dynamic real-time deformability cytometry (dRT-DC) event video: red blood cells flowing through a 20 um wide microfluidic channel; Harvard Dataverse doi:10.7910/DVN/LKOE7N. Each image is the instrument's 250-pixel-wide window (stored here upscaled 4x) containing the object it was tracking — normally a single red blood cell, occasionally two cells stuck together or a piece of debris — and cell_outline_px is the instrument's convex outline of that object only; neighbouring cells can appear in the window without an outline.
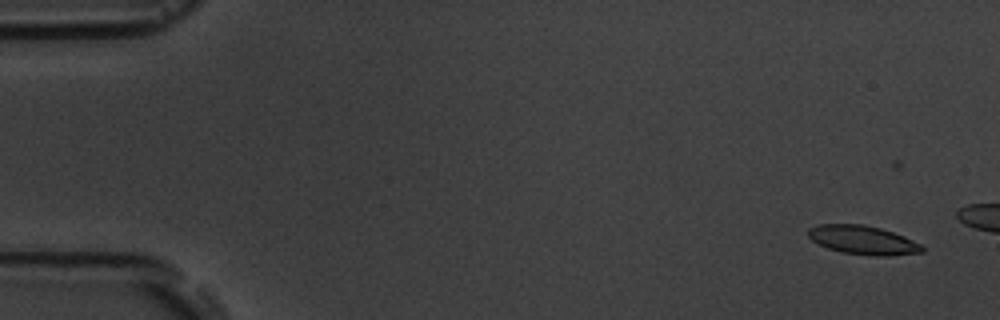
{"species": "common noctule bat (a hibernating species)", "species_latin": "Nyctalus noctula", "temperature_condition": "room temperature", "stored_images_in_passage": 5, "camera_frame_rate_fps": 3000, "um_per_image_px": 0.085, "animal": {"sex": "male", "body_mass_g": 19.5, "forearm_length_mm": 54.6}, "frame": {"image": 1, "passage_image": 2, "time_ms": 1.0, "image_size_px": [1000, 320], "cell_outline_px": [[924, 252], [888, 256], [872, 256], [840, 252], [828, 248], [812, 240], [808, 236], [808, 228], [820, 224], [864, 224], [880, 228], [904, 236], [920, 244], [924, 248]], "centroid_in_image_um": [73.35, 20.41], "position_along_channel_um": 11.7, "area_um2": 19.13}}